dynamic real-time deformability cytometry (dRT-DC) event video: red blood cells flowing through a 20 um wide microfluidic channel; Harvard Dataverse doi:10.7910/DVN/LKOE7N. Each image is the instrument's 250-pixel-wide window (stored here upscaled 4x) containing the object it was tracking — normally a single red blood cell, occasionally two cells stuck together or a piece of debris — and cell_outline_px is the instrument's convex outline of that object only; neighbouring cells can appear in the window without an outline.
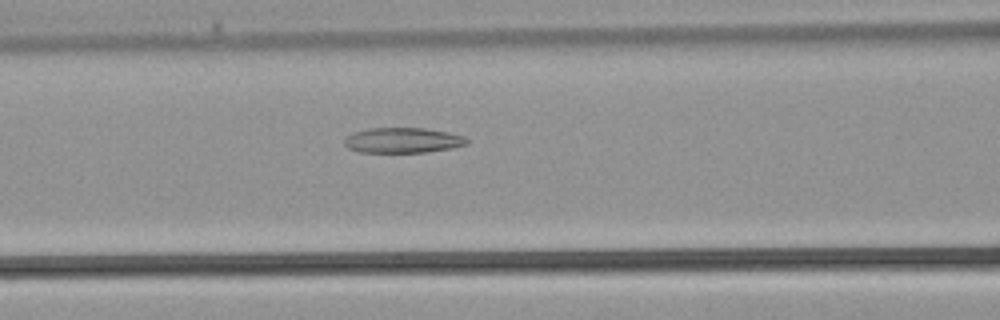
{"species": "common noctule bat (a hibernating species)", "species_latin": "Nyctalus noctula", "temperature_condition": "warm", "stored_images_in_passage": 29, "camera_frame_rate_fps": 3000, "um_per_image_px": 0.085, "animal": {"sex": "male", "body_mass_g": 21.5, "forearm_length_mm": 52.0}, "frame": {"image": 1, "passage_image": 7, "time_ms": 2.0, "image_size_px": [1000, 320], "cell_outline_px": [[468, 144], [452, 148], [424, 152], [360, 152], [348, 148], [344, 144], [344, 140], [352, 132], [368, 128], [424, 128], [448, 132], [464, 136], [468, 140]], "centroid_in_image_um": [34.23, 11.92], "position_along_channel_um": 132.4, "area_um2": 18.03}}
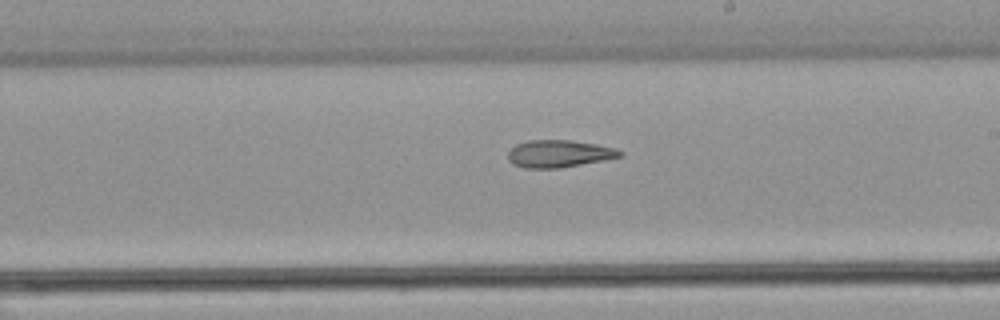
{"frame": {"image": 2, "passage_image": 13, "time_ms": 4.0, "image_size_px": [1000, 320], "cell_outline_px": [[624, 156], [604, 160], [560, 168], [524, 168], [512, 164], [508, 160], [508, 152], [516, 144], [528, 140], [568, 140], [596, 144], [616, 148], [624, 152]], "centroid_in_image_um": [47.52, 13.07], "position_along_channel_um": 241.5, "area_um2": 17.92}}
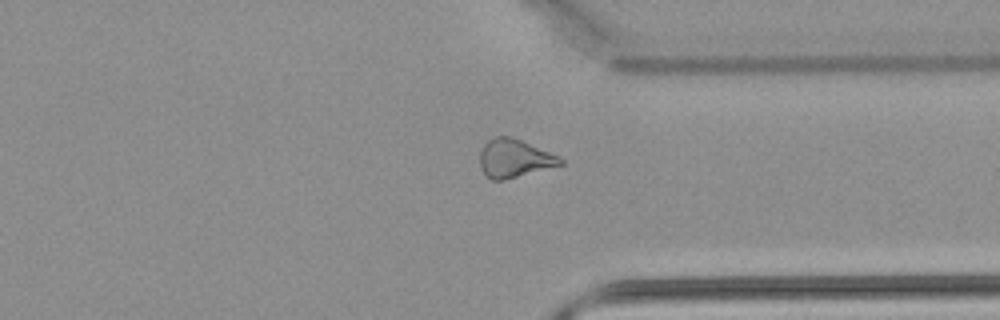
{"frame": {"image": 3, "passage_image": 20, "time_ms": 6.333, "image_size_px": [1000, 320], "cell_outline_px": [[564, 164], [504, 180], [492, 180], [480, 168], [480, 152], [484, 144], [488, 140], [496, 136], [512, 136], [560, 156], [564, 160]], "centroid_in_image_um": [43.73, 13.45], "position_along_channel_um": 367.7, "area_um2": 17.98}}